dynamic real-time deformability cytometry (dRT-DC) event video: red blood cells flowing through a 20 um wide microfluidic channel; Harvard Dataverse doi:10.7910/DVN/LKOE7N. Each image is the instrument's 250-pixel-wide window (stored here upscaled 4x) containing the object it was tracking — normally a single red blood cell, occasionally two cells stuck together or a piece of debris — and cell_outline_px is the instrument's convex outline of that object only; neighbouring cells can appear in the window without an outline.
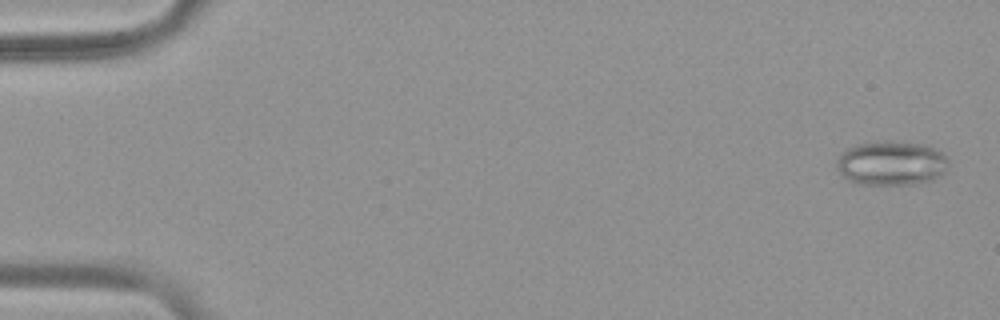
{"species": "common noctule bat (a hibernating species)", "species_latin": "Nyctalus noctula", "temperature_condition": "warm", "stored_images_in_passage": 53, "camera_frame_rate_fps": 3000, "um_per_image_px": 0.085, "animal": {"sex": "female", "body_mass_g": 19.9}, "frame": {"image": 1, "passage_image": 2, "time_ms": 0.333, "image_size_px": [1000, 320], "cell_outline_px": [[948, 168], [940, 176], [932, 180], [912, 184], [860, 184], [848, 180], [840, 172], [836, 164], [836, 160], [848, 148], [856, 144], [872, 140], [892, 140], [924, 144], [940, 152], [948, 160]], "centroid_in_image_um": [75.76, 13.85], "position_along_channel_um": 9.2, "area_um2": 29.07}}
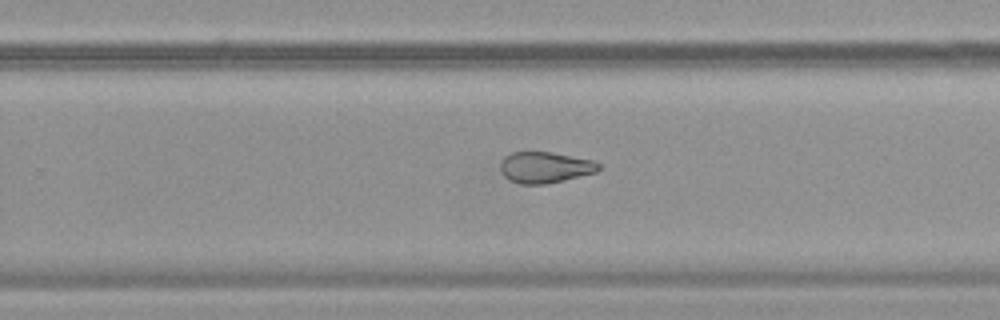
{"frame": {"image": 2, "passage_image": 35, "time_ms": 11.333, "image_size_px": [1000, 320], "cell_outline_px": [[600, 168], [596, 172], [548, 184], [520, 184], [508, 180], [500, 172], [500, 164], [504, 156], [512, 152], [552, 152], [592, 160], [600, 164]], "centroid_in_image_um": [46.29, 14.23], "position_along_channel_um": 283.5, "area_um2": 17.92}}
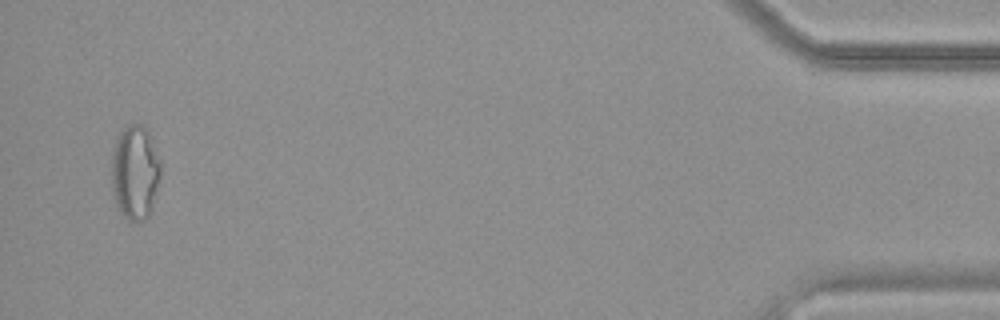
{"frame": {"image": 3, "passage_image": 52, "time_ms": 17.0, "image_size_px": [1000, 320], "cell_outline_px": [[160, 176], [152, 212], [144, 220], [132, 224], [120, 212], [116, 204], [112, 192], [112, 152], [116, 140], [120, 132], [128, 124], [144, 124], [152, 140], [160, 160]], "centroid_in_image_um": [11.48, 14.69], "position_along_channel_um": 423.7, "area_um2": 27.4}, "authors_computed_cell_mechanics": {"area_um2": 23.7558, "velocity_mm_per_s": 3.8283, "shape_relaxation_time_tau1_ms": null, "shape_relaxation_time_tau2_ms": 4.0667, "deformation_change_tau1": null, "deformation_change_tau2": 0.1304}}